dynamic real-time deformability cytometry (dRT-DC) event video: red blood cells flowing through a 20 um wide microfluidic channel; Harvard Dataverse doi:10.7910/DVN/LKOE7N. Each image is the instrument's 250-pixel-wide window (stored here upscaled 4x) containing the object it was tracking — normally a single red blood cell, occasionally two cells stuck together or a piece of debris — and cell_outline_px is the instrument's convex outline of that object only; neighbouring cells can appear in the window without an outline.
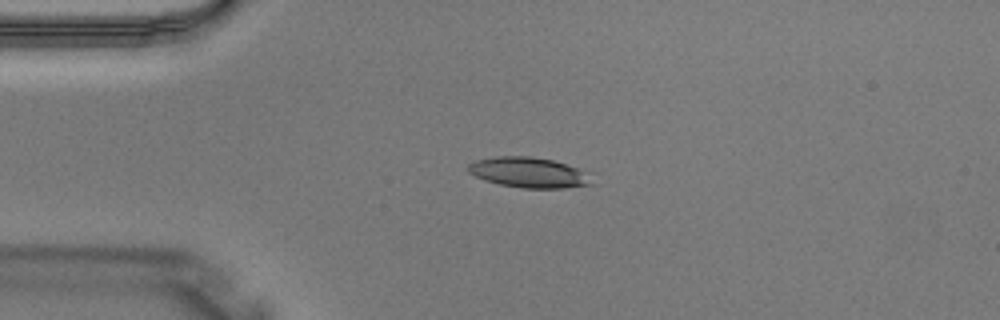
{"species": "Egyptian fruit bat (a non-hibernating species)", "species_latin": "Rousettus aegyptiacus", "temperature_condition": "warm", "stored_images_in_passage": 2, "camera_frame_rate_fps": 3000, "um_per_image_px": 0.085, "animal": {"sex": "male"}, "frame": {"image": 1, "passage_image": 2, "time_ms": 0.333, "image_size_px": [1000, 320], "cell_outline_px": [[596, 172], [592, 184], [564, 188], [520, 188], [500, 184], [484, 180], [468, 172], [468, 164], [476, 160], [496, 156], [532, 156], [552, 160]], "centroid_in_image_um": [45.07, 14.66], "position_along_channel_um": 39.9, "area_um2": 22.43}}